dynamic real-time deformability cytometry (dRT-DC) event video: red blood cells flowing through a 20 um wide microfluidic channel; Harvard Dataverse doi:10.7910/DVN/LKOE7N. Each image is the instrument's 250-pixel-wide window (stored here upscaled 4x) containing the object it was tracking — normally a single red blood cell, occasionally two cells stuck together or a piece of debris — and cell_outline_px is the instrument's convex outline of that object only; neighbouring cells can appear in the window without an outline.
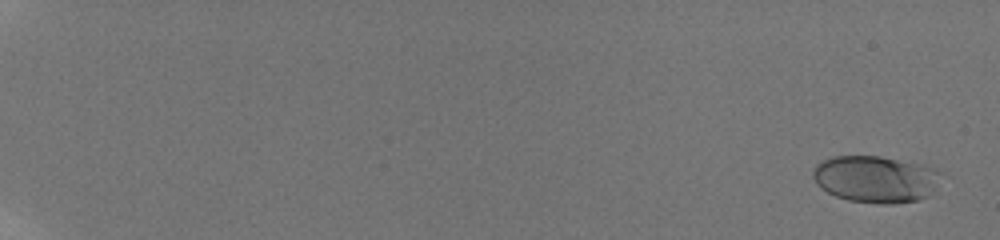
{"species": "human", "species_latin": "Homo sapiens", "temperature_condition": "room temperature", "stored_images_in_passage": 34, "camera_frame_rate_fps": 3000, "um_per_image_px": 0.085, "donor": {"sex": "male"}, "frame": {"image": 1, "passage_image": 3, "time_ms": 0.667, "image_size_px": [1000, 240], "cell_outline_px": [[940, 176], [928, 196], [916, 200], [892, 204], [876, 204], [848, 200], [836, 196], [820, 188], [816, 184], [812, 176], [812, 168], [816, 164], [832, 156], [880, 156], [924, 164], [936, 168], [940, 172]], "centroid_in_image_um": [74.38, 15.21], "position_along_channel_um": 10.6, "area_um2": 35.14}}
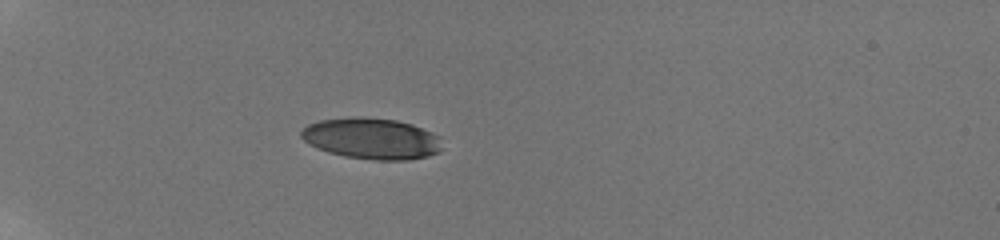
{"frame": {"image": 2, "passage_image": 19, "time_ms": 7.0, "image_size_px": [1000, 240], "cell_outline_px": [[440, 152], [428, 156], [408, 160], [376, 160], [344, 156], [328, 152], [308, 144], [300, 136], [300, 132], [308, 124], [320, 120], [360, 116], [364, 116], [396, 120], [412, 124], [432, 132], [440, 136]], "centroid_in_image_um": [31.59, 11.77], "position_along_channel_um": 53.4, "area_um2": 33.93}}
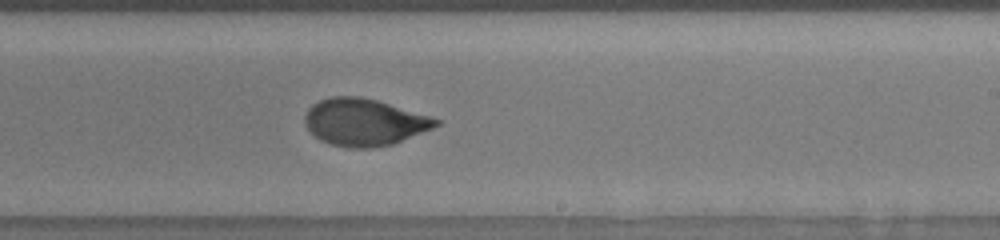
{"frame": {"image": 3, "passage_image": 34, "time_ms": 13.333, "image_size_px": [1000, 240], "cell_outline_px": [[444, 120], [440, 124], [432, 128], [392, 144], [372, 148], [348, 148], [328, 144], [320, 140], [304, 124], [304, 116], [308, 108], [312, 104], [320, 100], [332, 96], [360, 96], [376, 100]], "centroid_in_image_um": [30.94, 10.38], "position_along_channel_um": 258.1, "area_um2": 35.95}}